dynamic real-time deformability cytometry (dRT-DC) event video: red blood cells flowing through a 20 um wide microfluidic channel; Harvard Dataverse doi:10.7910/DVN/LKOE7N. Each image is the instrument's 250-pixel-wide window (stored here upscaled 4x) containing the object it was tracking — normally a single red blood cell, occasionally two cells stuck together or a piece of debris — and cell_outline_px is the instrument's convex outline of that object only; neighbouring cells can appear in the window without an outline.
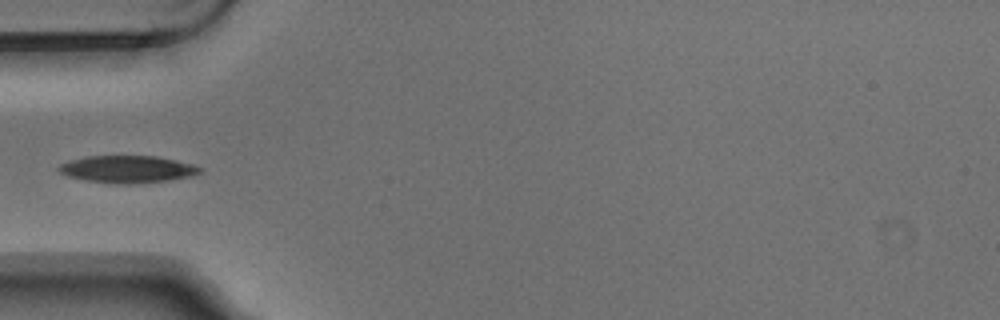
{"species": "Egyptian fruit bat (a non-hibernating species)", "species_latin": "Rousettus aegyptiacus", "temperature_condition": "warm", "stored_images_in_passage": 1, "camera_frame_rate_fps": 3000, "um_per_image_px": 0.085, "animal": {"sex": "male"}, "frame": {"image": 1, "passage_image": 1, "time_ms": 0.0, "image_size_px": [1000, 320], "cell_outline_px": [[200, 172], [192, 176], [168, 180], [128, 184], [116, 184], [88, 180], [64, 176], [56, 168], [60, 164], [68, 160], [84, 156], [156, 156], [176, 160], [192, 164], [200, 168]], "centroid_in_image_um": [10.76, 14.37], "position_along_channel_um": 74.2, "area_um2": 22.37}}